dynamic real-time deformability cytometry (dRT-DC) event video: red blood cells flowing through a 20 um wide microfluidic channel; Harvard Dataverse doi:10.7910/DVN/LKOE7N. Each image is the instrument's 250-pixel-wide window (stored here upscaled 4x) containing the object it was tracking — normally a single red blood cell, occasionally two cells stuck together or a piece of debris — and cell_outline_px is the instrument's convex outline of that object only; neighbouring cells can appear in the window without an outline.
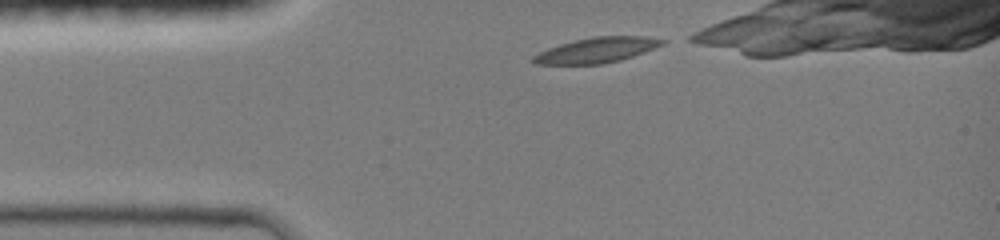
{"species": "common noctule bat (a hibernating species)", "species_latin": "Nyctalus noctula", "temperature_condition": "room temperature", "stored_images_in_passage": 32, "camera_frame_rate_fps": 3000, "um_per_image_px": 0.085, "animal": {"sex": "female", "body_mass_g": 19.0, "forearm_length_mm": 51.5}, "frame": {"image": 1, "passage_image": 1, "time_ms": 0.0, "image_size_px": [1000, 240], "cell_outline_px": [[668, 40], [664, 44], [644, 52], [620, 60], [604, 64], [536, 64], [532, 60], [532, 56], [548, 48], [560, 44], [592, 36], [648, 36]], "centroid_in_image_um": [50.76, 4.25], "position_along_channel_um": 34.2, "area_um2": 18.96}}
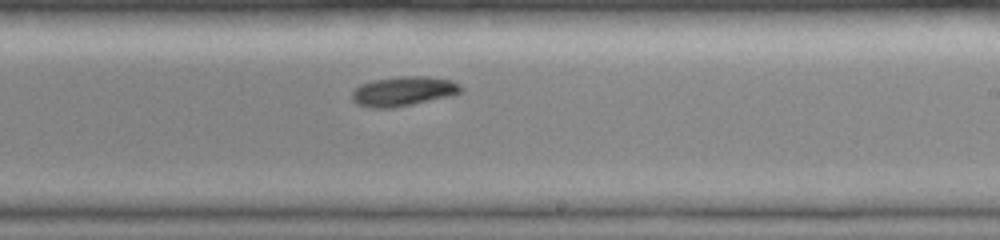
{"frame": {"image": 2, "passage_image": 19, "time_ms": 6.0, "image_size_px": [1000, 240], "cell_outline_px": [[464, 88], [460, 92], [452, 96], [392, 108], [372, 108], [356, 104], [352, 100], [352, 92], [360, 84], [372, 80], [400, 76], [424, 76], [452, 80], [460, 84]], "centroid_in_image_um": [34.29, 7.75], "position_along_channel_um": 254.7, "area_um2": 18.9}}
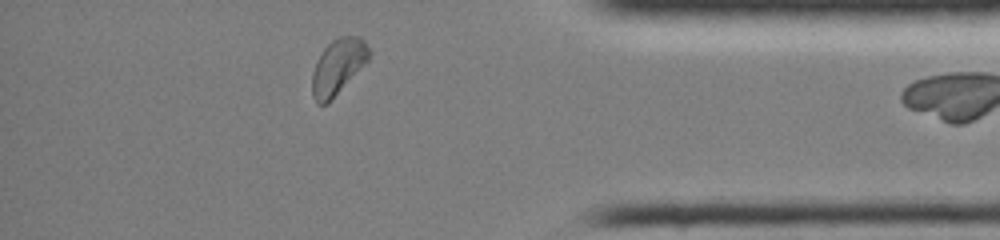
{"frame": {"image": 3, "passage_image": 31, "time_ms": 10.0, "image_size_px": [1000, 240], "cell_outline_px": [[372, 52], [368, 60], [328, 104], [316, 104], [312, 96], [312, 72], [324, 48], [332, 40], [340, 36], [360, 36], [364, 40]], "centroid_in_image_um": [28.73, 5.67], "position_along_channel_um": 406.5, "area_um2": 18.32}}